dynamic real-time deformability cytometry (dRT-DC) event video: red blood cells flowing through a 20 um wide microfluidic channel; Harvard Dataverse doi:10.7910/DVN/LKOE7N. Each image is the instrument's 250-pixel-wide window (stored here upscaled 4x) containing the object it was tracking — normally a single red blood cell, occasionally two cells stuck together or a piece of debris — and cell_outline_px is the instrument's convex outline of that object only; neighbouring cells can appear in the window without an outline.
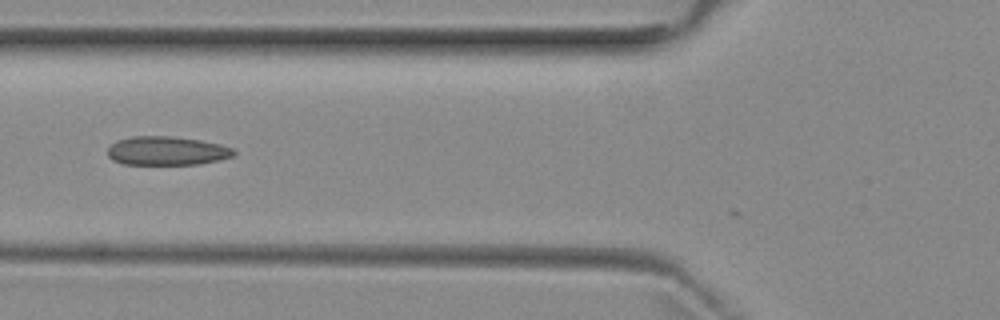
{"species": "common noctule bat (a hibernating species)", "species_latin": "Nyctalus noctula", "temperature_condition": "room temperature", "stored_images_in_passage": 5, "camera_frame_rate_fps": 3000, "um_per_image_px": 0.085, "animal": {"sex": "female", "body_mass_g": 29.2, "forearm_length_mm": 56.3}, "frame": {"image": 1, "passage_image": 5, "time_ms": 4.667, "image_size_px": [1000, 320], "cell_outline_px": [[236, 156], [200, 164], [124, 164], [112, 160], [108, 156], [108, 148], [116, 140], [132, 136], [172, 136], [200, 140], [220, 144], [236, 148]], "centroid_in_image_um": [14.22, 12.82], "position_along_channel_um": 111.6, "area_um2": 21.39}}